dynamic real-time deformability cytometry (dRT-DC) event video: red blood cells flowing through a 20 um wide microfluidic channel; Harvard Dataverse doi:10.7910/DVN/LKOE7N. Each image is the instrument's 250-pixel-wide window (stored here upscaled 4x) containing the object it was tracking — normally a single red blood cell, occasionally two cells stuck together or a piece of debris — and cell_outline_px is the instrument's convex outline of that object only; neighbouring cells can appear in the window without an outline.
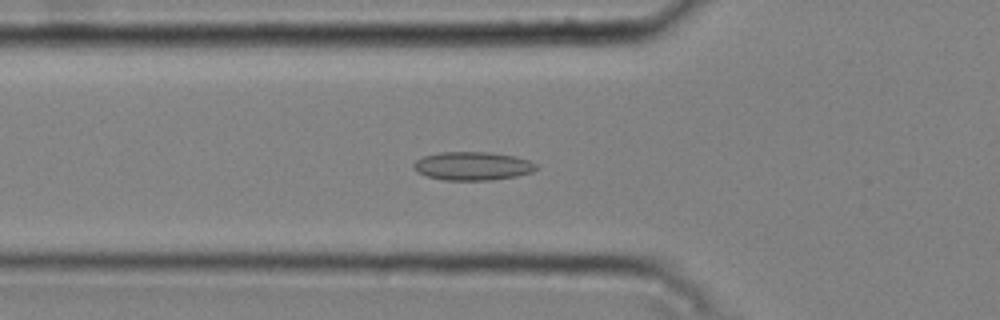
{"species": "common noctule bat (a hibernating species)", "species_latin": "Nyctalus noctula", "temperature_condition": "cold", "stored_images_in_passage": 51, "camera_frame_rate_fps": 3000, "um_per_image_px": 0.085, "animal": {"sex": "male", "body_mass_g": 20.4}, "frame": {"image": 1, "passage_image": 18, "time_ms": 5.667, "image_size_px": [1000, 320], "cell_outline_px": [[536, 168], [532, 172], [516, 176], [492, 180], [444, 180], [428, 176], [416, 172], [412, 168], [412, 164], [416, 160], [424, 156], [440, 152], [488, 152], [516, 156], [528, 160], [536, 164]], "centroid_in_image_um": [40.14, 14.11], "position_along_channel_um": 85.7, "area_um2": 20.35}}
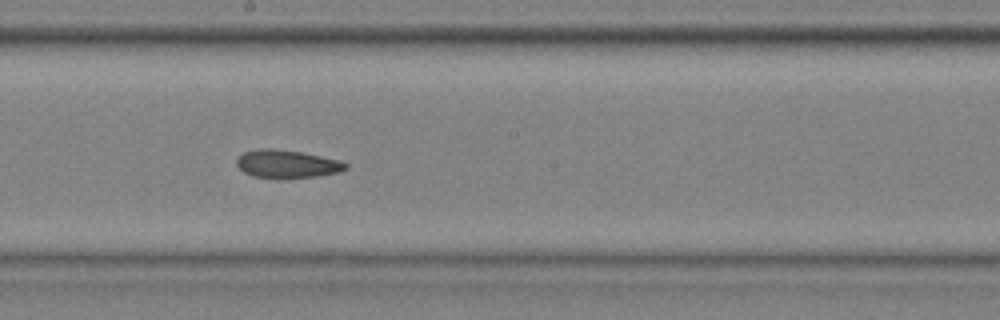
{"frame": {"image": 2, "passage_image": 29, "time_ms": 9.333, "image_size_px": [1000, 320], "cell_outline_px": [[348, 168], [340, 172], [316, 176], [252, 176], [244, 172], [236, 164], [236, 160], [244, 152], [260, 148], [272, 148], [300, 152], [340, 160], [348, 164]], "centroid_in_image_um": [24.41, 13.9], "position_along_channel_um": 223.8, "area_um2": 17.17}}
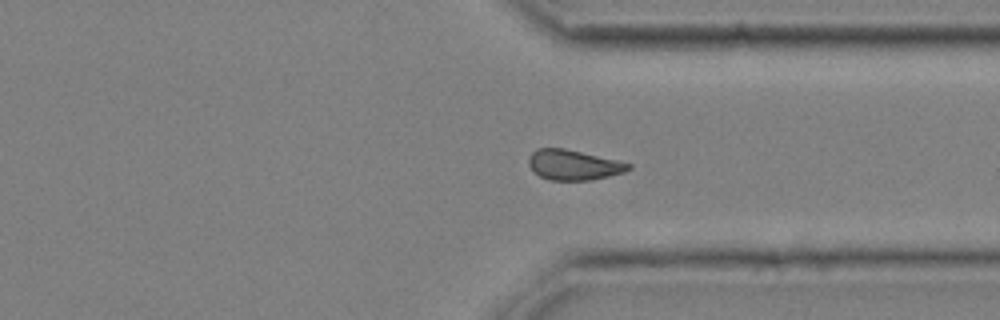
{"frame": {"image": 3, "passage_image": 40, "time_ms": 13.0, "image_size_px": [1000, 320], "cell_outline_px": [[632, 168], [624, 172], [592, 180], [548, 180], [540, 176], [528, 164], [528, 156], [536, 148], [564, 148], [616, 160], [632, 164]], "centroid_in_image_um": [48.74, 14.01], "position_along_channel_um": 362.7, "area_um2": 17.46}, "authors_computed_cell_mechanics": {"area_um2": 18.207, "velocity_mm_per_s": 3.7638, "shape_relaxation_time_tau1_ms": null, "shape_relaxation_time_tau2_ms": 5.8038, "deformation_change_tau1": null, "deformation_change_tau2": 0.1186}}